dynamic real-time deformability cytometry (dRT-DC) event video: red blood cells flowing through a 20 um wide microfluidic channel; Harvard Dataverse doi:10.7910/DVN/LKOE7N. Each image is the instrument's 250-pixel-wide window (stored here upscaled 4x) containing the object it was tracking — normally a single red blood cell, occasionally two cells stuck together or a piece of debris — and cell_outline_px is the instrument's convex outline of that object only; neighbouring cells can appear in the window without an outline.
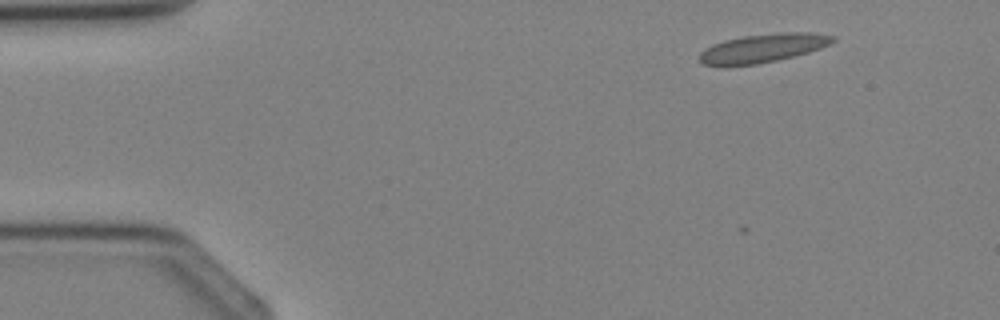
{"species": "Egyptian fruit bat (a non-hibernating species)", "species_latin": "Rousettus aegyptiacus", "temperature_condition": "cold", "stored_images_in_passage": 3, "camera_frame_rate_fps": 3000, "um_per_image_px": 0.085, "animal": {"sex": "female"}, "frame": {"image": 1, "passage_image": 1, "time_ms": 0.0, "image_size_px": [1000, 320], "cell_outline_px": [[836, 40], [820, 48], [808, 52], [776, 60], [756, 64], [728, 68], [720, 68], [704, 64], [700, 60], [700, 52], [704, 48], [712, 44], [724, 40], [744, 36], [784, 32], [812, 32], [836, 36]], "centroid_in_image_um": [64.77, 4.11], "position_along_channel_um": 20.2, "area_um2": 22.6}}